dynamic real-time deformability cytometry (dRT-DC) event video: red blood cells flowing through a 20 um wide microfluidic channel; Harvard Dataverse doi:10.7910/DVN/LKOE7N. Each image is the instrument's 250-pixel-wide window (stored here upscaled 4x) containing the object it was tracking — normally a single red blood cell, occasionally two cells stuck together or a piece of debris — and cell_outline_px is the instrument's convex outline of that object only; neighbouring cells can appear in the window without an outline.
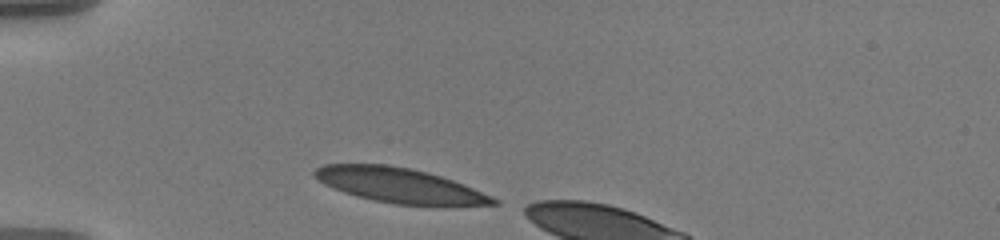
{"species": "human", "species_latin": "Homo sapiens", "temperature_condition": "warm", "stored_images_in_passage": 7, "camera_frame_rate_fps": 3000, "um_per_image_px": 0.085, "donor": {"sex": "male"}, "frame": {"image": 1, "passage_image": 1, "time_ms": 0.0, "image_size_px": [1000, 240], "cell_outline_px": [[500, 204], [396, 204], [356, 196], [344, 192], [324, 184], [312, 172], [316, 168], [324, 164], [388, 164], [428, 172], [464, 184], [492, 196], [500, 200]], "centroid_in_image_um": [33.93, 15.73], "position_along_channel_um": 51.1, "area_um2": 35.43}}